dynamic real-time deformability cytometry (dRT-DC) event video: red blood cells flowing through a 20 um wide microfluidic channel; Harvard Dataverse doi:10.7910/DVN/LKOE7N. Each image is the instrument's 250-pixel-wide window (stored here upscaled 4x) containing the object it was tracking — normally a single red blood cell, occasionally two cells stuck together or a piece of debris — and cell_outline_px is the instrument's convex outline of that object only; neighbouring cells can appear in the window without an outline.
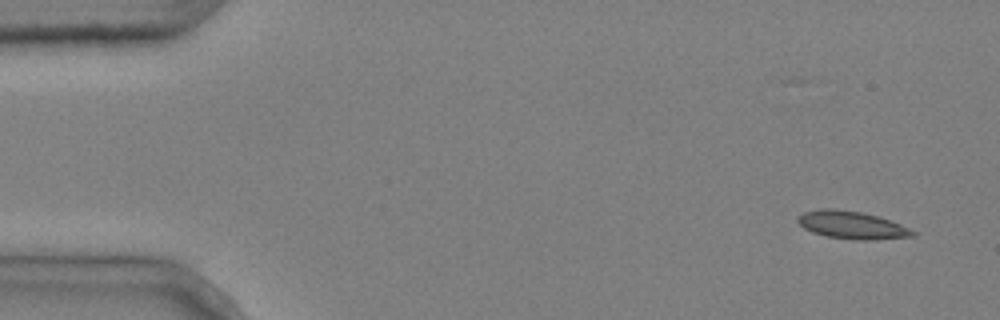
{"species": "common noctule bat (a hibernating species)", "species_latin": "Nyctalus noctula", "temperature_condition": "cold", "stored_images_in_passage": 5, "segment_of_instrument_passage": [1, 2], "camera_frame_rate_fps": 3000, "um_per_image_px": 0.085, "animal": {"sex": "male", "body_mass_g": 20.4}, "frame": {"image": 1, "passage_image": 1, "time_ms": 0.0, "image_size_px": [1000, 320], "cell_outline_px": [[916, 236], [876, 240], [860, 240], [828, 236], [812, 232], [804, 228], [796, 220], [796, 216], [804, 212], [820, 208], [832, 208], [860, 212], [876, 216], [900, 224], [916, 232]], "centroid_in_image_um": [72.39, 19.13], "position_along_channel_um": 12.6, "area_um2": 18.44}}
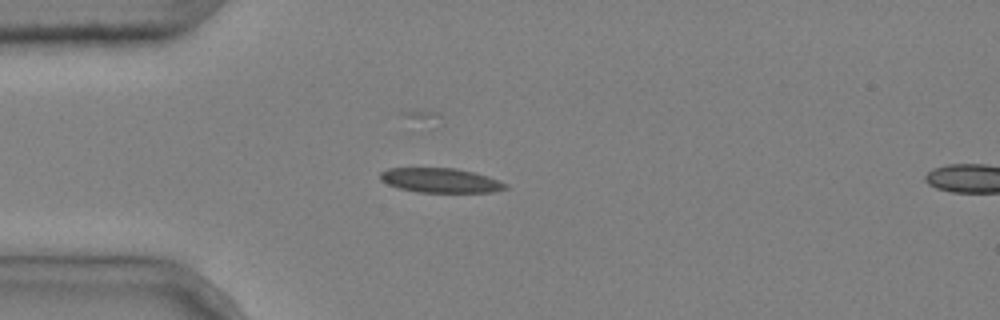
{"frame": {"image": 2, "passage_image": 4, "time_ms": 1.0, "image_size_px": [1000, 320], "cell_outline_px": [[508, 188], [492, 192], [416, 192], [400, 188], [388, 184], [380, 180], [380, 172], [388, 168], [456, 168], [472, 172], [508, 184]], "centroid_in_image_um": [37.4, 15.33], "position_along_channel_um": 47.6, "area_um2": 17.69}}